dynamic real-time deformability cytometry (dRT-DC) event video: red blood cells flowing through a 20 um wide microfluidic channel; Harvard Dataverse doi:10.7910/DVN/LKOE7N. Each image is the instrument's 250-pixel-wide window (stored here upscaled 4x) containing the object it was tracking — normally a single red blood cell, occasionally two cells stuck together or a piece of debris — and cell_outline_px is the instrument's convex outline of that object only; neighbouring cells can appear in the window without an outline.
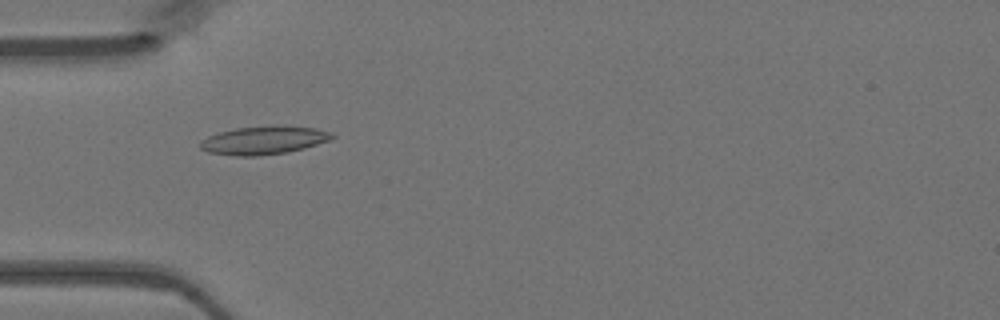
{"species": "Egyptian fruit bat (a non-hibernating species)", "species_latin": "Rousettus aegyptiacus", "temperature_condition": "warm", "stored_images_in_passage": 34, "camera_frame_rate_fps": 3000, "um_per_image_px": 0.085, "animal": {"sex": "female"}, "frame": {"image": 1, "passage_image": 1, "time_ms": 0.0, "image_size_px": [1000, 320], "cell_outline_px": [[336, 136], [328, 140], [304, 148], [288, 152], [256, 156], [236, 156], [208, 152], [200, 148], [200, 144], [208, 136], [220, 132], [236, 128], [316, 128], [332, 132]], "centroid_in_image_um": [22.4, 11.97], "position_along_channel_um": 62.6, "area_um2": 20.63}}
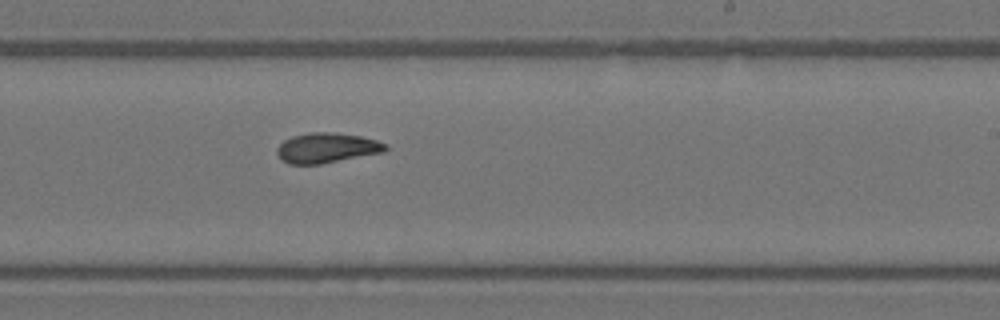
{"frame": {"image": 2, "passage_image": 15, "time_ms": 4.667, "image_size_px": [1000, 320], "cell_outline_px": [[388, 148], [384, 152], [320, 164], [288, 164], [280, 160], [276, 152], [276, 148], [284, 140], [292, 136], [312, 132], [332, 132], [360, 136], [376, 140], [388, 144]], "centroid_in_image_um": [27.76, 12.57], "position_along_channel_um": 261.2, "area_um2": 19.07}}
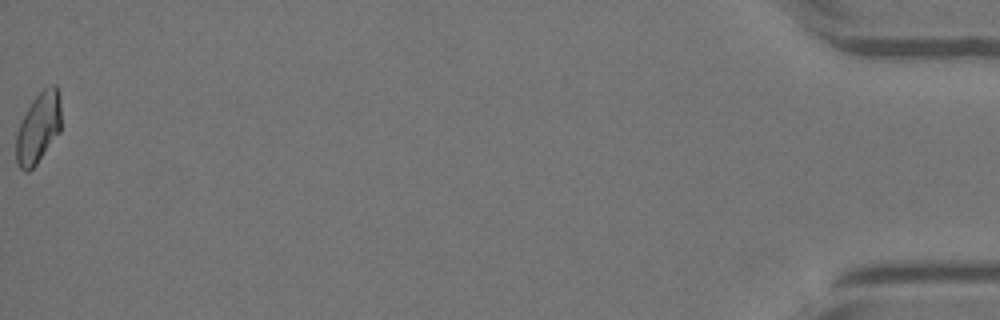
{"frame": {"image": 3, "passage_image": 34, "time_ms": 11.0, "image_size_px": [1000, 320], "cell_outline_px": [[60, 132], [36, 164], [28, 172], [24, 172], [20, 168], [16, 160], [16, 132], [32, 100], [44, 88], [52, 84], [56, 84], [60, 92]], "centroid_in_image_um": [3.27, 10.86], "position_along_channel_um": 431.9, "area_um2": 18.5}}